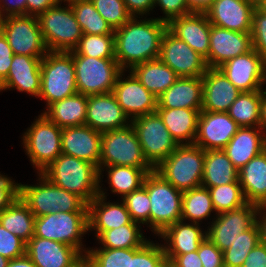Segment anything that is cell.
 <instances>
[{
	"label": "cell",
	"mask_w": 266,
	"mask_h": 267,
	"mask_svg": "<svg viewBox=\"0 0 266 267\" xmlns=\"http://www.w3.org/2000/svg\"><path fill=\"white\" fill-rule=\"evenodd\" d=\"M73 55L78 93L86 96L113 92L118 76L123 71L115 58H94Z\"/></svg>",
	"instance_id": "8"
},
{
	"label": "cell",
	"mask_w": 266,
	"mask_h": 267,
	"mask_svg": "<svg viewBox=\"0 0 266 267\" xmlns=\"http://www.w3.org/2000/svg\"><path fill=\"white\" fill-rule=\"evenodd\" d=\"M238 180L247 203L266 205V149L238 170Z\"/></svg>",
	"instance_id": "31"
},
{
	"label": "cell",
	"mask_w": 266,
	"mask_h": 267,
	"mask_svg": "<svg viewBox=\"0 0 266 267\" xmlns=\"http://www.w3.org/2000/svg\"><path fill=\"white\" fill-rule=\"evenodd\" d=\"M251 1L258 6L261 3L262 0H251Z\"/></svg>",
	"instance_id": "68"
},
{
	"label": "cell",
	"mask_w": 266,
	"mask_h": 267,
	"mask_svg": "<svg viewBox=\"0 0 266 267\" xmlns=\"http://www.w3.org/2000/svg\"><path fill=\"white\" fill-rule=\"evenodd\" d=\"M101 136V132L87 125L63 128L62 154L88 161L100 168Z\"/></svg>",
	"instance_id": "23"
},
{
	"label": "cell",
	"mask_w": 266,
	"mask_h": 267,
	"mask_svg": "<svg viewBox=\"0 0 266 267\" xmlns=\"http://www.w3.org/2000/svg\"><path fill=\"white\" fill-rule=\"evenodd\" d=\"M266 149V134L261 127H239L223 149L239 170Z\"/></svg>",
	"instance_id": "28"
},
{
	"label": "cell",
	"mask_w": 266,
	"mask_h": 267,
	"mask_svg": "<svg viewBox=\"0 0 266 267\" xmlns=\"http://www.w3.org/2000/svg\"><path fill=\"white\" fill-rule=\"evenodd\" d=\"M130 71L140 83L157 98L164 93L179 76L159 58L134 65Z\"/></svg>",
	"instance_id": "34"
},
{
	"label": "cell",
	"mask_w": 266,
	"mask_h": 267,
	"mask_svg": "<svg viewBox=\"0 0 266 267\" xmlns=\"http://www.w3.org/2000/svg\"><path fill=\"white\" fill-rule=\"evenodd\" d=\"M139 224H126L119 228L103 231L97 240L103 247L110 249L140 248L147 241L140 230Z\"/></svg>",
	"instance_id": "40"
},
{
	"label": "cell",
	"mask_w": 266,
	"mask_h": 267,
	"mask_svg": "<svg viewBox=\"0 0 266 267\" xmlns=\"http://www.w3.org/2000/svg\"><path fill=\"white\" fill-rule=\"evenodd\" d=\"M242 267H266V245L260 241L248 253Z\"/></svg>",
	"instance_id": "56"
},
{
	"label": "cell",
	"mask_w": 266,
	"mask_h": 267,
	"mask_svg": "<svg viewBox=\"0 0 266 267\" xmlns=\"http://www.w3.org/2000/svg\"><path fill=\"white\" fill-rule=\"evenodd\" d=\"M204 158L205 150L199 146L182 144L154 170L183 192L201 186Z\"/></svg>",
	"instance_id": "6"
},
{
	"label": "cell",
	"mask_w": 266,
	"mask_h": 267,
	"mask_svg": "<svg viewBox=\"0 0 266 267\" xmlns=\"http://www.w3.org/2000/svg\"><path fill=\"white\" fill-rule=\"evenodd\" d=\"M257 5L251 0H214L205 12L211 25L231 31L251 33L253 12Z\"/></svg>",
	"instance_id": "21"
},
{
	"label": "cell",
	"mask_w": 266,
	"mask_h": 267,
	"mask_svg": "<svg viewBox=\"0 0 266 267\" xmlns=\"http://www.w3.org/2000/svg\"><path fill=\"white\" fill-rule=\"evenodd\" d=\"M100 149V166L152 168L131 123L124 128L102 132Z\"/></svg>",
	"instance_id": "9"
},
{
	"label": "cell",
	"mask_w": 266,
	"mask_h": 267,
	"mask_svg": "<svg viewBox=\"0 0 266 267\" xmlns=\"http://www.w3.org/2000/svg\"><path fill=\"white\" fill-rule=\"evenodd\" d=\"M7 267H37V266L25 254L21 257L10 260Z\"/></svg>",
	"instance_id": "62"
},
{
	"label": "cell",
	"mask_w": 266,
	"mask_h": 267,
	"mask_svg": "<svg viewBox=\"0 0 266 267\" xmlns=\"http://www.w3.org/2000/svg\"><path fill=\"white\" fill-rule=\"evenodd\" d=\"M78 93L73 55L64 51H48L41 61V88L39 98L48 107Z\"/></svg>",
	"instance_id": "5"
},
{
	"label": "cell",
	"mask_w": 266,
	"mask_h": 267,
	"mask_svg": "<svg viewBox=\"0 0 266 267\" xmlns=\"http://www.w3.org/2000/svg\"><path fill=\"white\" fill-rule=\"evenodd\" d=\"M38 117L22 138L31 163L37 168V173H41L62 153V129L43 113Z\"/></svg>",
	"instance_id": "11"
},
{
	"label": "cell",
	"mask_w": 266,
	"mask_h": 267,
	"mask_svg": "<svg viewBox=\"0 0 266 267\" xmlns=\"http://www.w3.org/2000/svg\"><path fill=\"white\" fill-rule=\"evenodd\" d=\"M170 267H202L198 251L182 255H165Z\"/></svg>",
	"instance_id": "55"
},
{
	"label": "cell",
	"mask_w": 266,
	"mask_h": 267,
	"mask_svg": "<svg viewBox=\"0 0 266 267\" xmlns=\"http://www.w3.org/2000/svg\"><path fill=\"white\" fill-rule=\"evenodd\" d=\"M73 50L83 56L115 58L114 31L111 34H83Z\"/></svg>",
	"instance_id": "44"
},
{
	"label": "cell",
	"mask_w": 266,
	"mask_h": 267,
	"mask_svg": "<svg viewBox=\"0 0 266 267\" xmlns=\"http://www.w3.org/2000/svg\"><path fill=\"white\" fill-rule=\"evenodd\" d=\"M137 18L140 17L133 16L114 30L115 59L125 71L136 64L158 59L162 37L168 29V23L157 18L140 21Z\"/></svg>",
	"instance_id": "1"
},
{
	"label": "cell",
	"mask_w": 266,
	"mask_h": 267,
	"mask_svg": "<svg viewBox=\"0 0 266 267\" xmlns=\"http://www.w3.org/2000/svg\"><path fill=\"white\" fill-rule=\"evenodd\" d=\"M265 211H266V205L259 206V211H258V215H257L258 216L257 223L260 227V239L264 245H266V212ZM262 215H263V217H262Z\"/></svg>",
	"instance_id": "61"
},
{
	"label": "cell",
	"mask_w": 266,
	"mask_h": 267,
	"mask_svg": "<svg viewBox=\"0 0 266 267\" xmlns=\"http://www.w3.org/2000/svg\"><path fill=\"white\" fill-rule=\"evenodd\" d=\"M101 187L99 186L98 195L87 205L88 230H95V237H98L103 231L119 228L126 224H139L132 221L123 201L120 204L106 202V192Z\"/></svg>",
	"instance_id": "26"
},
{
	"label": "cell",
	"mask_w": 266,
	"mask_h": 267,
	"mask_svg": "<svg viewBox=\"0 0 266 267\" xmlns=\"http://www.w3.org/2000/svg\"><path fill=\"white\" fill-rule=\"evenodd\" d=\"M9 261H10L9 259L0 255V267H7Z\"/></svg>",
	"instance_id": "64"
},
{
	"label": "cell",
	"mask_w": 266,
	"mask_h": 267,
	"mask_svg": "<svg viewBox=\"0 0 266 267\" xmlns=\"http://www.w3.org/2000/svg\"><path fill=\"white\" fill-rule=\"evenodd\" d=\"M209 43L208 58L205 60L209 68H219L232 58L253 49L251 33L231 31L214 25H211Z\"/></svg>",
	"instance_id": "20"
},
{
	"label": "cell",
	"mask_w": 266,
	"mask_h": 267,
	"mask_svg": "<svg viewBox=\"0 0 266 267\" xmlns=\"http://www.w3.org/2000/svg\"><path fill=\"white\" fill-rule=\"evenodd\" d=\"M260 127L266 133V89L263 90L262 103H261V121Z\"/></svg>",
	"instance_id": "63"
},
{
	"label": "cell",
	"mask_w": 266,
	"mask_h": 267,
	"mask_svg": "<svg viewBox=\"0 0 266 267\" xmlns=\"http://www.w3.org/2000/svg\"><path fill=\"white\" fill-rule=\"evenodd\" d=\"M252 47L266 61V11L258 6L253 12Z\"/></svg>",
	"instance_id": "49"
},
{
	"label": "cell",
	"mask_w": 266,
	"mask_h": 267,
	"mask_svg": "<svg viewBox=\"0 0 266 267\" xmlns=\"http://www.w3.org/2000/svg\"><path fill=\"white\" fill-rule=\"evenodd\" d=\"M258 7L266 11V0H262Z\"/></svg>",
	"instance_id": "65"
},
{
	"label": "cell",
	"mask_w": 266,
	"mask_h": 267,
	"mask_svg": "<svg viewBox=\"0 0 266 267\" xmlns=\"http://www.w3.org/2000/svg\"><path fill=\"white\" fill-rule=\"evenodd\" d=\"M88 96L76 93L50 104L43 113L61 129L85 125Z\"/></svg>",
	"instance_id": "33"
},
{
	"label": "cell",
	"mask_w": 266,
	"mask_h": 267,
	"mask_svg": "<svg viewBox=\"0 0 266 267\" xmlns=\"http://www.w3.org/2000/svg\"><path fill=\"white\" fill-rule=\"evenodd\" d=\"M216 214L247 204L239 182L208 188Z\"/></svg>",
	"instance_id": "43"
},
{
	"label": "cell",
	"mask_w": 266,
	"mask_h": 267,
	"mask_svg": "<svg viewBox=\"0 0 266 267\" xmlns=\"http://www.w3.org/2000/svg\"><path fill=\"white\" fill-rule=\"evenodd\" d=\"M35 218L20 197L0 213L1 225L25 243L34 236Z\"/></svg>",
	"instance_id": "37"
},
{
	"label": "cell",
	"mask_w": 266,
	"mask_h": 267,
	"mask_svg": "<svg viewBox=\"0 0 266 267\" xmlns=\"http://www.w3.org/2000/svg\"><path fill=\"white\" fill-rule=\"evenodd\" d=\"M97 12L113 30L122 27L133 16L127 11L123 0H91Z\"/></svg>",
	"instance_id": "47"
},
{
	"label": "cell",
	"mask_w": 266,
	"mask_h": 267,
	"mask_svg": "<svg viewBox=\"0 0 266 267\" xmlns=\"http://www.w3.org/2000/svg\"><path fill=\"white\" fill-rule=\"evenodd\" d=\"M12 15H26V0H0V19Z\"/></svg>",
	"instance_id": "57"
},
{
	"label": "cell",
	"mask_w": 266,
	"mask_h": 267,
	"mask_svg": "<svg viewBox=\"0 0 266 267\" xmlns=\"http://www.w3.org/2000/svg\"><path fill=\"white\" fill-rule=\"evenodd\" d=\"M83 34H111L114 30L97 12L91 0H79L70 3Z\"/></svg>",
	"instance_id": "41"
},
{
	"label": "cell",
	"mask_w": 266,
	"mask_h": 267,
	"mask_svg": "<svg viewBox=\"0 0 266 267\" xmlns=\"http://www.w3.org/2000/svg\"><path fill=\"white\" fill-rule=\"evenodd\" d=\"M124 70L118 76L113 89L118 104L129 118L133 119L156 112L157 97L149 92L130 71L129 76L124 80Z\"/></svg>",
	"instance_id": "18"
},
{
	"label": "cell",
	"mask_w": 266,
	"mask_h": 267,
	"mask_svg": "<svg viewBox=\"0 0 266 267\" xmlns=\"http://www.w3.org/2000/svg\"><path fill=\"white\" fill-rule=\"evenodd\" d=\"M14 53L0 30V83L7 77Z\"/></svg>",
	"instance_id": "54"
},
{
	"label": "cell",
	"mask_w": 266,
	"mask_h": 267,
	"mask_svg": "<svg viewBox=\"0 0 266 267\" xmlns=\"http://www.w3.org/2000/svg\"><path fill=\"white\" fill-rule=\"evenodd\" d=\"M85 262L90 267H130V249H88Z\"/></svg>",
	"instance_id": "45"
},
{
	"label": "cell",
	"mask_w": 266,
	"mask_h": 267,
	"mask_svg": "<svg viewBox=\"0 0 266 267\" xmlns=\"http://www.w3.org/2000/svg\"><path fill=\"white\" fill-rule=\"evenodd\" d=\"M202 77H179L157 98V108H202Z\"/></svg>",
	"instance_id": "29"
},
{
	"label": "cell",
	"mask_w": 266,
	"mask_h": 267,
	"mask_svg": "<svg viewBox=\"0 0 266 267\" xmlns=\"http://www.w3.org/2000/svg\"><path fill=\"white\" fill-rule=\"evenodd\" d=\"M197 251L202 267H225L223 252L208 237L199 244Z\"/></svg>",
	"instance_id": "51"
},
{
	"label": "cell",
	"mask_w": 266,
	"mask_h": 267,
	"mask_svg": "<svg viewBox=\"0 0 266 267\" xmlns=\"http://www.w3.org/2000/svg\"><path fill=\"white\" fill-rule=\"evenodd\" d=\"M131 124L142 146L145 159L153 169L179 146L157 112L137 117Z\"/></svg>",
	"instance_id": "12"
},
{
	"label": "cell",
	"mask_w": 266,
	"mask_h": 267,
	"mask_svg": "<svg viewBox=\"0 0 266 267\" xmlns=\"http://www.w3.org/2000/svg\"><path fill=\"white\" fill-rule=\"evenodd\" d=\"M126 209L130 213L133 222L139 224L149 223L150 199L146 188L142 185L139 189L122 198Z\"/></svg>",
	"instance_id": "48"
},
{
	"label": "cell",
	"mask_w": 266,
	"mask_h": 267,
	"mask_svg": "<svg viewBox=\"0 0 266 267\" xmlns=\"http://www.w3.org/2000/svg\"><path fill=\"white\" fill-rule=\"evenodd\" d=\"M59 1V3H60V1L62 2H65L66 1V3H68V4H70V3H72V2H74V1H79V0H58Z\"/></svg>",
	"instance_id": "66"
},
{
	"label": "cell",
	"mask_w": 266,
	"mask_h": 267,
	"mask_svg": "<svg viewBox=\"0 0 266 267\" xmlns=\"http://www.w3.org/2000/svg\"><path fill=\"white\" fill-rule=\"evenodd\" d=\"M78 267H90L85 261L79 265Z\"/></svg>",
	"instance_id": "67"
},
{
	"label": "cell",
	"mask_w": 266,
	"mask_h": 267,
	"mask_svg": "<svg viewBox=\"0 0 266 267\" xmlns=\"http://www.w3.org/2000/svg\"><path fill=\"white\" fill-rule=\"evenodd\" d=\"M160 6L165 14L162 18H157L169 23L172 19L192 13L187 6L186 0H155V6Z\"/></svg>",
	"instance_id": "52"
},
{
	"label": "cell",
	"mask_w": 266,
	"mask_h": 267,
	"mask_svg": "<svg viewBox=\"0 0 266 267\" xmlns=\"http://www.w3.org/2000/svg\"><path fill=\"white\" fill-rule=\"evenodd\" d=\"M263 90L241 92L228 110L240 127H260Z\"/></svg>",
	"instance_id": "38"
},
{
	"label": "cell",
	"mask_w": 266,
	"mask_h": 267,
	"mask_svg": "<svg viewBox=\"0 0 266 267\" xmlns=\"http://www.w3.org/2000/svg\"><path fill=\"white\" fill-rule=\"evenodd\" d=\"M125 2V6L127 11L132 16L146 15L150 10L154 9L155 7V0H123Z\"/></svg>",
	"instance_id": "58"
},
{
	"label": "cell",
	"mask_w": 266,
	"mask_h": 267,
	"mask_svg": "<svg viewBox=\"0 0 266 267\" xmlns=\"http://www.w3.org/2000/svg\"><path fill=\"white\" fill-rule=\"evenodd\" d=\"M259 206L247 203L236 210L218 213L207 229V237L223 252L228 249L239 234L250 229L257 222Z\"/></svg>",
	"instance_id": "14"
},
{
	"label": "cell",
	"mask_w": 266,
	"mask_h": 267,
	"mask_svg": "<svg viewBox=\"0 0 266 267\" xmlns=\"http://www.w3.org/2000/svg\"><path fill=\"white\" fill-rule=\"evenodd\" d=\"M26 254V243L0 223V255L9 260Z\"/></svg>",
	"instance_id": "50"
},
{
	"label": "cell",
	"mask_w": 266,
	"mask_h": 267,
	"mask_svg": "<svg viewBox=\"0 0 266 267\" xmlns=\"http://www.w3.org/2000/svg\"><path fill=\"white\" fill-rule=\"evenodd\" d=\"M88 212H58L35 218L34 236L76 248L84 257L82 235L88 232ZM85 254H84V253Z\"/></svg>",
	"instance_id": "10"
},
{
	"label": "cell",
	"mask_w": 266,
	"mask_h": 267,
	"mask_svg": "<svg viewBox=\"0 0 266 267\" xmlns=\"http://www.w3.org/2000/svg\"><path fill=\"white\" fill-rule=\"evenodd\" d=\"M19 197V183L0 174V213Z\"/></svg>",
	"instance_id": "53"
},
{
	"label": "cell",
	"mask_w": 266,
	"mask_h": 267,
	"mask_svg": "<svg viewBox=\"0 0 266 267\" xmlns=\"http://www.w3.org/2000/svg\"><path fill=\"white\" fill-rule=\"evenodd\" d=\"M41 174L56 186L79 196L87 205L99 193V168L76 157L61 153Z\"/></svg>",
	"instance_id": "2"
},
{
	"label": "cell",
	"mask_w": 266,
	"mask_h": 267,
	"mask_svg": "<svg viewBox=\"0 0 266 267\" xmlns=\"http://www.w3.org/2000/svg\"><path fill=\"white\" fill-rule=\"evenodd\" d=\"M239 182L238 169L224 150L205 151L201 186L205 188Z\"/></svg>",
	"instance_id": "35"
},
{
	"label": "cell",
	"mask_w": 266,
	"mask_h": 267,
	"mask_svg": "<svg viewBox=\"0 0 266 267\" xmlns=\"http://www.w3.org/2000/svg\"><path fill=\"white\" fill-rule=\"evenodd\" d=\"M26 255L37 267H78L85 261L76 248L35 236L26 243Z\"/></svg>",
	"instance_id": "19"
},
{
	"label": "cell",
	"mask_w": 266,
	"mask_h": 267,
	"mask_svg": "<svg viewBox=\"0 0 266 267\" xmlns=\"http://www.w3.org/2000/svg\"><path fill=\"white\" fill-rule=\"evenodd\" d=\"M200 111L201 109L186 108L156 109L170 135L179 145L194 143Z\"/></svg>",
	"instance_id": "32"
},
{
	"label": "cell",
	"mask_w": 266,
	"mask_h": 267,
	"mask_svg": "<svg viewBox=\"0 0 266 267\" xmlns=\"http://www.w3.org/2000/svg\"><path fill=\"white\" fill-rule=\"evenodd\" d=\"M188 9L195 13H205L214 0H186Z\"/></svg>",
	"instance_id": "60"
},
{
	"label": "cell",
	"mask_w": 266,
	"mask_h": 267,
	"mask_svg": "<svg viewBox=\"0 0 266 267\" xmlns=\"http://www.w3.org/2000/svg\"><path fill=\"white\" fill-rule=\"evenodd\" d=\"M58 3V0H26V15L38 17L41 13Z\"/></svg>",
	"instance_id": "59"
},
{
	"label": "cell",
	"mask_w": 266,
	"mask_h": 267,
	"mask_svg": "<svg viewBox=\"0 0 266 267\" xmlns=\"http://www.w3.org/2000/svg\"><path fill=\"white\" fill-rule=\"evenodd\" d=\"M0 30L14 54L44 57L45 46L39 20L32 15H12L0 19Z\"/></svg>",
	"instance_id": "13"
},
{
	"label": "cell",
	"mask_w": 266,
	"mask_h": 267,
	"mask_svg": "<svg viewBox=\"0 0 266 267\" xmlns=\"http://www.w3.org/2000/svg\"><path fill=\"white\" fill-rule=\"evenodd\" d=\"M106 167L108 170V184L111 191L120 194L121 198L139 189L144 182L146 175L152 172L153 168H136L129 166H100L99 182H101L102 171Z\"/></svg>",
	"instance_id": "36"
},
{
	"label": "cell",
	"mask_w": 266,
	"mask_h": 267,
	"mask_svg": "<svg viewBox=\"0 0 266 267\" xmlns=\"http://www.w3.org/2000/svg\"><path fill=\"white\" fill-rule=\"evenodd\" d=\"M168 30L205 60L208 58L211 23L206 13L192 12L174 18L168 23Z\"/></svg>",
	"instance_id": "24"
},
{
	"label": "cell",
	"mask_w": 266,
	"mask_h": 267,
	"mask_svg": "<svg viewBox=\"0 0 266 267\" xmlns=\"http://www.w3.org/2000/svg\"><path fill=\"white\" fill-rule=\"evenodd\" d=\"M42 58L14 54L9 73L0 83V91L15 88L19 92L39 97Z\"/></svg>",
	"instance_id": "27"
},
{
	"label": "cell",
	"mask_w": 266,
	"mask_h": 267,
	"mask_svg": "<svg viewBox=\"0 0 266 267\" xmlns=\"http://www.w3.org/2000/svg\"><path fill=\"white\" fill-rule=\"evenodd\" d=\"M215 211L208 188L203 186L183 191L181 220H189L193 223L210 217Z\"/></svg>",
	"instance_id": "39"
},
{
	"label": "cell",
	"mask_w": 266,
	"mask_h": 267,
	"mask_svg": "<svg viewBox=\"0 0 266 267\" xmlns=\"http://www.w3.org/2000/svg\"><path fill=\"white\" fill-rule=\"evenodd\" d=\"M159 59L179 77H202L208 68L202 56L168 29L162 37Z\"/></svg>",
	"instance_id": "15"
},
{
	"label": "cell",
	"mask_w": 266,
	"mask_h": 267,
	"mask_svg": "<svg viewBox=\"0 0 266 267\" xmlns=\"http://www.w3.org/2000/svg\"><path fill=\"white\" fill-rule=\"evenodd\" d=\"M239 127L227 112L201 110L193 144L205 151L223 150Z\"/></svg>",
	"instance_id": "17"
},
{
	"label": "cell",
	"mask_w": 266,
	"mask_h": 267,
	"mask_svg": "<svg viewBox=\"0 0 266 267\" xmlns=\"http://www.w3.org/2000/svg\"><path fill=\"white\" fill-rule=\"evenodd\" d=\"M163 245L147 241L140 248L130 249V267H167Z\"/></svg>",
	"instance_id": "46"
},
{
	"label": "cell",
	"mask_w": 266,
	"mask_h": 267,
	"mask_svg": "<svg viewBox=\"0 0 266 267\" xmlns=\"http://www.w3.org/2000/svg\"><path fill=\"white\" fill-rule=\"evenodd\" d=\"M129 119L113 92L88 96L85 125L92 129L102 133L124 128L131 123Z\"/></svg>",
	"instance_id": "22"
},
{
	"label": "cell",
	"mask_w": 266,
	"mask_h": 267,
	"mask_svg": "<svg viewBox=\"0 0 266 267\" xmlns=\"http://www.w3.org/2000/svg\"><path fill=\"white\" fill-rule=\"evenodd\" d=\"M143 186L150 199L149 227L154 234L160 235L168 226L181 220L183 192L155 170L146 175Z\"/></svg>",
	"instance_id": "4"
},
{
	"label": "cell",
	"mask_w": 266,
	"mask_h": 267,
	"mask_svg": "<svg viewBox=\"0 0 266 267\" xmlns=\"http://www.w3.org/2000/svg\"><path fill=\"white\" fill-rule=\"evenodd\" d=\"M166 240L163 246L165 255H182L197 251L199 244L207 237V231L200 229L198 223H186L182 220L168 226L160 235Z\"/></svg>",
	"instance_id": "30"
},
{
	"label": "cell",
	"mask_w": 266,
	"mask_h": 267,
	"mask_svg": "<svg viewBox=\"0 0 266 267\" xmlns=\"http://www.w3.org/2000/svg\"><path fill=\"white\" fill-rule=\"evenodd\" d=\"M203 111L228 112L230 106L241 93L219 68H207L202 76Z\"/></svg>",
	"instance_id": "25"
},
{
	"label": "cell",
	"mask_w": 266,
	"mask_h": 267,
	"mask_svg": "<svg viewBox=\"0 0 266 267\" xmlns=\"http://www.w3.org/2000/svg\"><path fill=\"white\" fill-rule=\"evenodd\" d=\"M261 241L260 227L256 222L238 235L232 245L223 251L225 267H242L248 253Z\"/></svg>",
	"instance_id": "42"
},
{
	"label": "cell",
	"mask_w": 266,
	"mask_h": 267,
	"mask_svg": "<svg viewBox=\"0 0 266 267\" xmlns=\"http://www.w3.org/2000/svg\"><path fill=\"white\" fill-rule=\"evenodd\" d=\"M38 185L19 183V197L35 217L52 212H88L87 204L76 194L51 183L38 173Z\"/></svg>",
	"instance_id": "3"
},
{
	"label": "cell",
	"mask_w": 266,
	"mask_h": 267,
	"mask_svg": "<svg viewBox=\"0 0 266 267\" xmlns=\"http://www.w3.org/2000/svg\"><path fill=\"white\" fill-rule=\"evenodd\" d=\"M219 69L241 92L264 90L262 85L266 84V61L254 49L232 58Z\"/></svg>",
	"instance_id": "16"
},
{
	"label": "cell",
	"mask_w": 266,
	"mask_h": 267,
	"mask_svg": "<svg viewBox=\"0 0 266 267\" xmlns=\"http://www.w3.org/2000/svg\"><path fill=\"white\" fill-rule=\"evenodd\" d=\"M61 2L38 16L42 37L48 51L73 50L83 36L82 29L70 4Z\"/></svg>",
	"instance_id": "7"
}]
</instances>
